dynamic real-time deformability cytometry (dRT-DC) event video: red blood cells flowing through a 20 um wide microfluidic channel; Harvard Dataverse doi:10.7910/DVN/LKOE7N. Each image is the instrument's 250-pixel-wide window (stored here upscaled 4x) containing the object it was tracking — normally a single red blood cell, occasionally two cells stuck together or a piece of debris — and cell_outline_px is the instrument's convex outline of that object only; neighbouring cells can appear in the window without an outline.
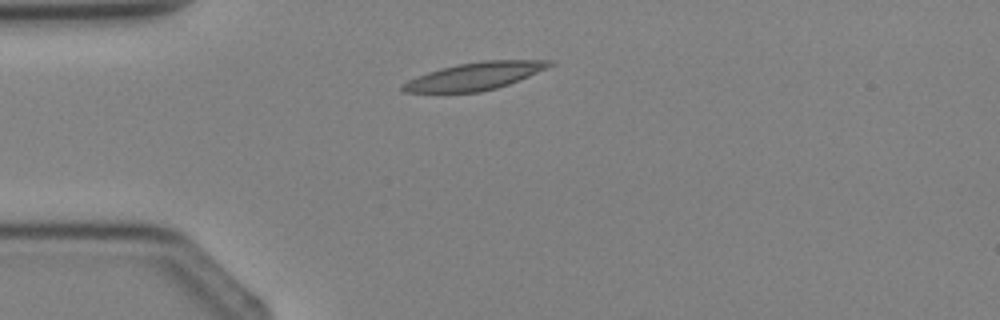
{"species": "Egyptian fruit bat (a non-hibernating species)", "species_latin": "Rousettus aegyptiacus", "temperature_condition": "cold", "stored_images_in_passage": 1, "camera_frame_rate_fps": 3000, "um_per_image_px": 0.085, "animal": {"sex": "female"}, "frame": {"image": 1, "passage_image": 1, "time_ms": 0.0, "image_size_px": [1000, 320], "cell_outline_px": [[556, 64], [528, 76], [508, 84], [496, 88], [480, 92], [404, 92], [400, 88], [408, 80], [416, 76], [440, 68], [456, 64], [484, 60], [552, 60]], "centroid_in_image_um": [40.37, 6.46], "position_along_channel_um": 44.6, "area_um2": 23.41}}